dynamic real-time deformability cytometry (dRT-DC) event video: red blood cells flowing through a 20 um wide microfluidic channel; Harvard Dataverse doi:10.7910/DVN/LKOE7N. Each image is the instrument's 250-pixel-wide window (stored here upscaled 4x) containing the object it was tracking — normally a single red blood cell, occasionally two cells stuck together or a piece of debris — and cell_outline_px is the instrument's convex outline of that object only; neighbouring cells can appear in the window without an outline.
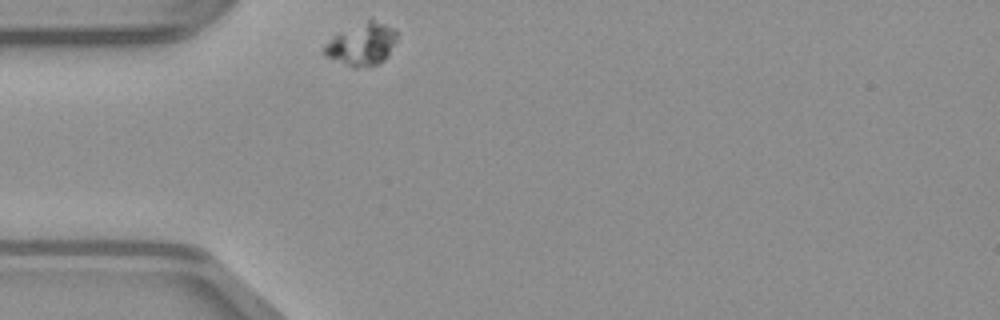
{"species": "common noctule bat (a hibernating species)", "species_latin": "Nyctalus noctula", "temperature_condition": "warm", "stored_images_in_passage": 31, "camera_frame_rate_fps": 3000, "um_per_image_px": 0.085, "animal": {"sex": "male", "body_mass_g": 23.1, "forearm_length_mm": 52.7}, "frame": {"image": 1, "passage_image": 1, "time_ms": 0.0, "image_size_px": [1000, 320], "cell_outline_px": [[396, 40], [388, 56], [384, 60], [376, 64], [356, 68], [352, 68], [324, 56], [324, 48], [336, 36], [368, 20], [372, 20], [396, 28]], "centroid_in_image_um": [30.8, 3.81], "position_along_channel_um": 54.2, "area_um2": 17.22}}
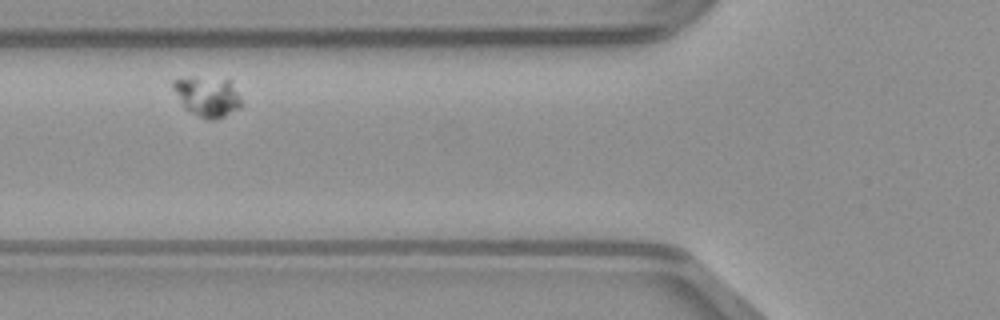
{"frame": {"image": 2, "passage_image": 6, "time_ms": 1.667, "image_size_px": [1000, 320], "cell_outline_px": [[244, 104], [240, 108], [224, 116], [212, 120], [208, 120], [184, 108], [172, 88], [172, 80], [192, 76], [232, 80]], "centroid_in_image_um": [17.65, 8.18], "position_along_channel_um": 108.1, "area_um2": 16.18}}
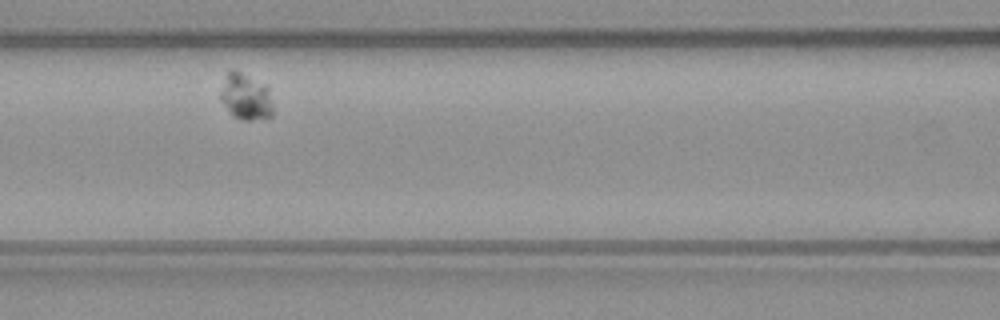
{"frame": {"image": 3, "passage_image": 9, "time_ms": 2.667, "image_size_px": [1000, 320], "cell_outline_px": [[272, 116], [252, 120], [244, 120], [232, 116], [220, 100], [220, 92], [228, 72], [232, 68], [268, 84], [272, 104]], "centroid_in_image_um": [20.9, 8.21], "position_along_channel_um": 145.7, "area_um2": 14.33}}